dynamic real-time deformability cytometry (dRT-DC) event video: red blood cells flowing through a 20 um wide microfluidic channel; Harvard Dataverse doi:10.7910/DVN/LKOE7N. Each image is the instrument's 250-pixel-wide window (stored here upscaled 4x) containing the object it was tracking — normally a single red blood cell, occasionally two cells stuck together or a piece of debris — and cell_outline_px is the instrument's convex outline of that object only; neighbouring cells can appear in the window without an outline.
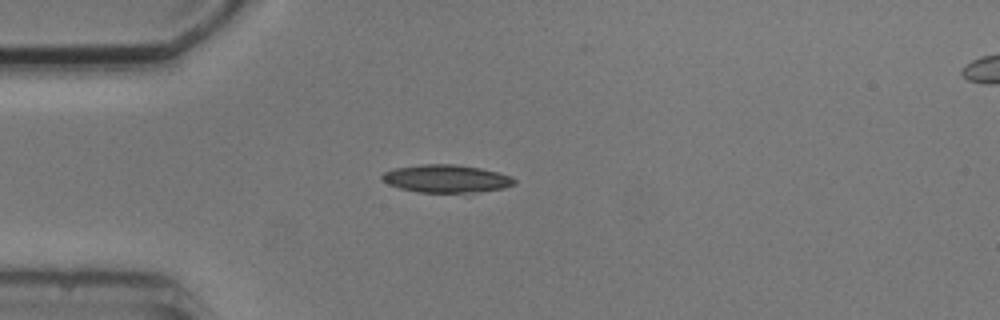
{"species": "common noctule bat (a hibernating species)", "species_latin": "Nyctalus noctula", "temperature_condition": "cold", "stored_images_in_passage": 2, "camera_frame_rate_fps": 3000, "um_per_image_px": 0.085, "animal": {"sex": "male", "body_mass_g": 20.5, "forearm_length_mm": 52.5}, "frame": {"image": 1, "passage_image": 1, "time_ms": 0.0, "image_size_px": [1000, 320], "cell_outline_px": [[516, 184], [504, 188], [480, 192], [416, 192], [400, 188], [388, 184], [380, 180], [380, 176], [384, 172], [396, 168], [420, 164], [456, 164], [480, 168], [512, 176], [516, 180]], "centroid_in_image_um": [37.93, 15.18], "position_along_channel_um": 47.1, "area_um2": 21.56}}